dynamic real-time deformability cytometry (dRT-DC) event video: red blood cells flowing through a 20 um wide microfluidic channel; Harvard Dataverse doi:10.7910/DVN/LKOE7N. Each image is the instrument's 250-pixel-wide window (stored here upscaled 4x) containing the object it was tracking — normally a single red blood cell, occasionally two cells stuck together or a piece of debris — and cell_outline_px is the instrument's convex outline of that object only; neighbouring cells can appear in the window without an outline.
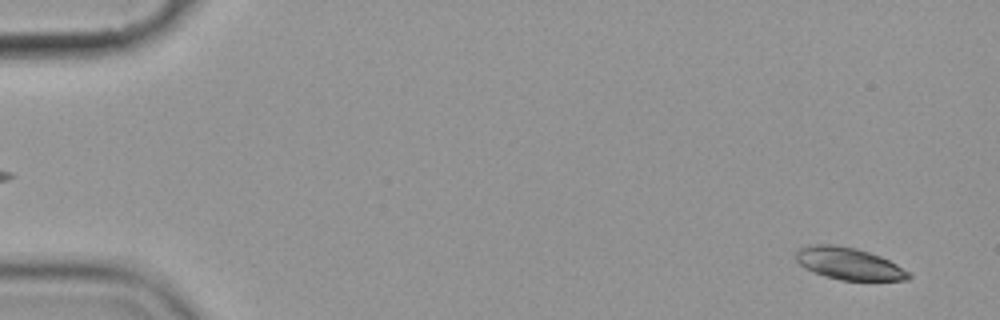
{"species": "common noctule bat (a hibernating species)", "species_latin": "Nyctalus noctula", "temperature_condition": "cold", "stored_images_in_passage": 5, "camera_frame_rate_fps": 3000, "um_per_image_px": 0.085, "animal": {"sex": "female", "body_mass_g": 19.9}, "frame": {"image": 1, "passage_image": 1, "time_ms": 0.0, "image_size_px": [1000, 320], "cell_outline_px": [[912, 276], [908, 280], [840, 280], [824, 276], [812, 272], [804, 268], [796, 260], [796, 252], [800, 248], [812, 244], [832, 244], [856, 248], [880, 256], [896, 264], [908, 272]], "centroid_in_image_um": [72.12, 22.41], "position_along_channel_um": 12.9, "area_um2": 20.98}}
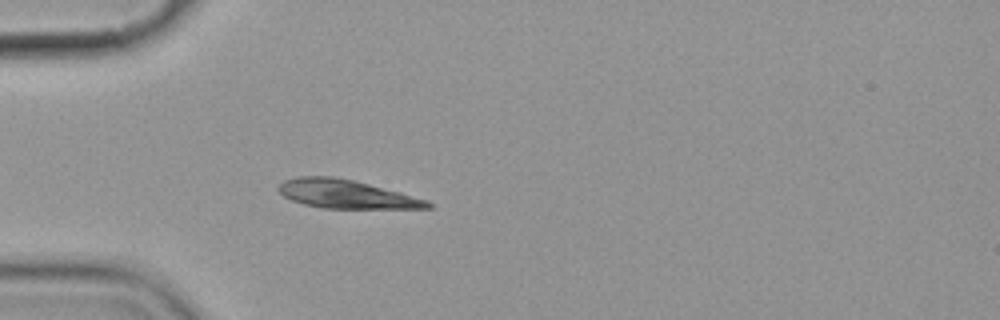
{"frame": {"image": 2, "passage_image": 5, "time_ms": 4.667, "image_size_px": [1000, 320], "cell_outline_px": [[432, 208], [320, 208], [304, 204], [292, 200], [284, 196], [276, 188], [284, 180], [300, 176], [332, 176], [352, 180], [400, 192], [428, 200], [432, 204]], "centroid_in_image_um": [29.41, 16.5], "position_along_channel_um": 55.6, "area_um2": 24.57}}